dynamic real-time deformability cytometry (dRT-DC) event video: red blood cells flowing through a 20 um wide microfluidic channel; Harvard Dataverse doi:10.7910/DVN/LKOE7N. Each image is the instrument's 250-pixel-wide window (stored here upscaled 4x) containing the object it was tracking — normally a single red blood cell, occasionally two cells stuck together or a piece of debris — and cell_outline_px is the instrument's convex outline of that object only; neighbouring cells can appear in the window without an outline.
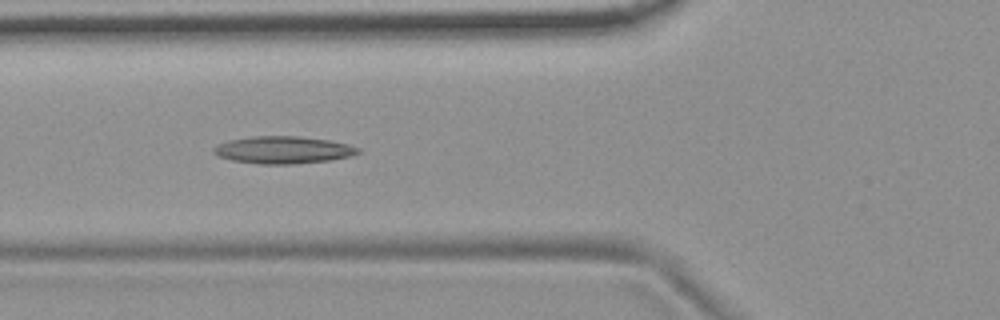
{"species": "common noctule bat (a hibernating species)", "species_latin": "Nyctalus noctula", "temperature_condition": "room temperature", "stored_images_in_passage": 8, "camera_frame_rate_fps": 3000, "um_per_image_px": 0.085, "animal": {"sex": "female", "body_mass_g": 19.9}, "frame": {"image": 1, "passage_image": 6, "time_ms": 1.667, "image_size_px": [1000, 320], "cell_outline_px": [[360, 152], [352, 156], [328, 160], [292, 164], [260, 164], [232, 160], [220, 156], [212, 152], [212, 148], [216, 144], [228, 140], [252, 136], [300, 136], [328, 140], [348, 144], [360, 148]], "centroid_in_image_um": [24.05, 12.73], "position_along_channel_um": 101.7, "area_um2": 23.0}}
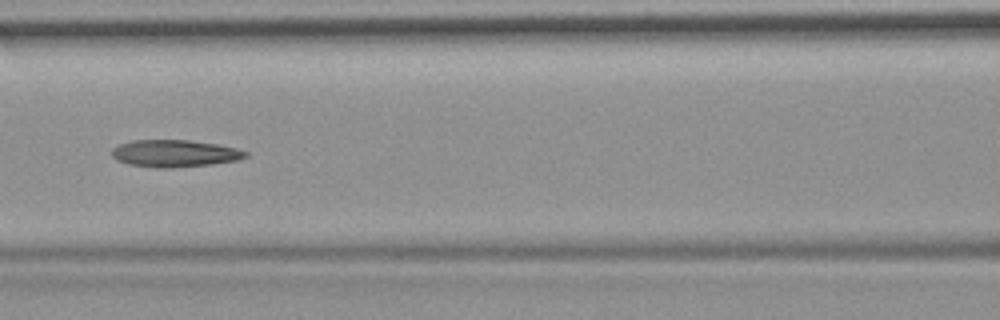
{"frame": {"image": 2, "passage_image": 7, "time_ms": 2.0, "image_size_px": [1000, 320], "cell_outline_px": [[248, 156], [236, 160], [212, 164], [172, 168], [156, 168], [128, 164], [116, 160], [112, 156], [112, 148], [120, 144], [132, 140], [188, 140], [216, 144], [236, 148], [248, 152]], "centroid_in_image_um": [14.82, 13.04], "position_along_channel_um": 151.8, "area_um2": 21.15}}